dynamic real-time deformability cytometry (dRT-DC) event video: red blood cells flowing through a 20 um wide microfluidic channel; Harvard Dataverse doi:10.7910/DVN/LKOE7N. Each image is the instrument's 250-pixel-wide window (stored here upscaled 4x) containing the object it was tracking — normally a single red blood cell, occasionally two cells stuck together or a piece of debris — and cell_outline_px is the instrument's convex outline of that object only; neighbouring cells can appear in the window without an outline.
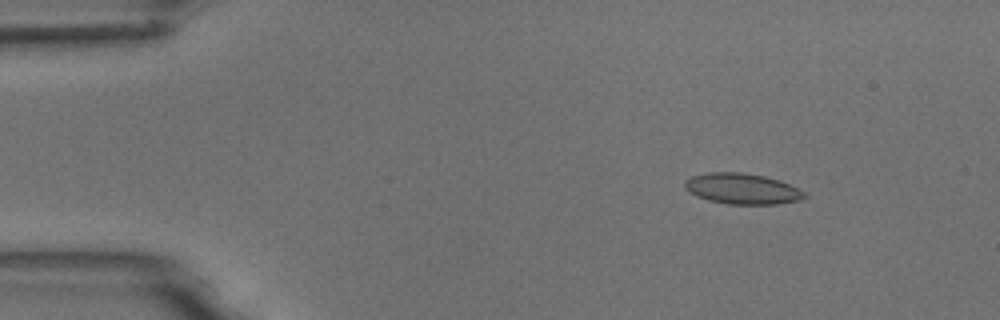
{"species": "common noctule bat (a hibernating species)", "species_latin": "Nyctalus noctula", "temperature_condition": "room temperature", "stored_images_in_passage": 7, "camera_frame_rate_fps": 3000, "um_per_image_px": 0.085, "animal": {"sex": "male", "body_mass_g": 18.8}, "frame": {"image": 1, "passage_image": 2, "time_ms": 2.0, "image_size_px": [1000, 320], "cell_outline_px": [[808, 196], [800, 200], [776, 204], [728, 204], [708, 200], [696, 196], [688, 192], [684, 188], [684, 180], [692, 176], [708, 172], [744, 172], [764, 176], [780, 180], [804, 192]], "centroid_in_image_um": [63.04, 16.04], "position_along_channel_um": 22.0, "area_um2": 21.56}}
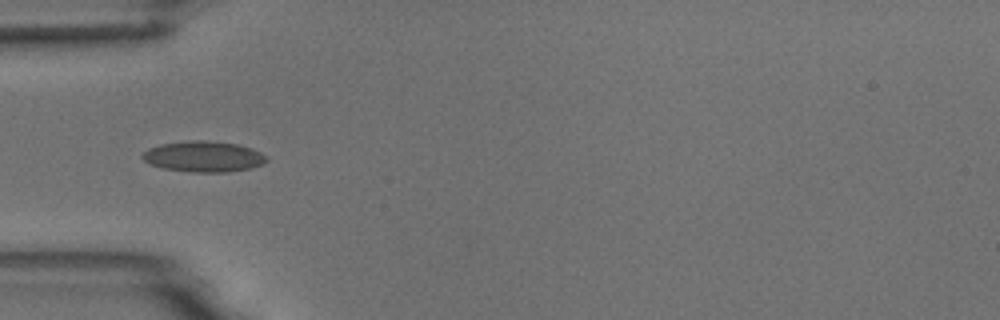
{"frame": {"image": 2, "passage_image": 5, "time_ms": 5.333, "image_size_px": [1000, 320], "cell_outline_px": [[268, 160], [252, 168], [228, 172], [192, 172], [164, 168], [148, 164], [140, 156], [148, 148], [160, 144], [188, 140], [208, 140], [236, 144], [252, 148], [268, 156]], "centroid_in_image_um": [17.29, 13.3], "position_along_channel_um": 67.7, "area_um2": 22.43}}